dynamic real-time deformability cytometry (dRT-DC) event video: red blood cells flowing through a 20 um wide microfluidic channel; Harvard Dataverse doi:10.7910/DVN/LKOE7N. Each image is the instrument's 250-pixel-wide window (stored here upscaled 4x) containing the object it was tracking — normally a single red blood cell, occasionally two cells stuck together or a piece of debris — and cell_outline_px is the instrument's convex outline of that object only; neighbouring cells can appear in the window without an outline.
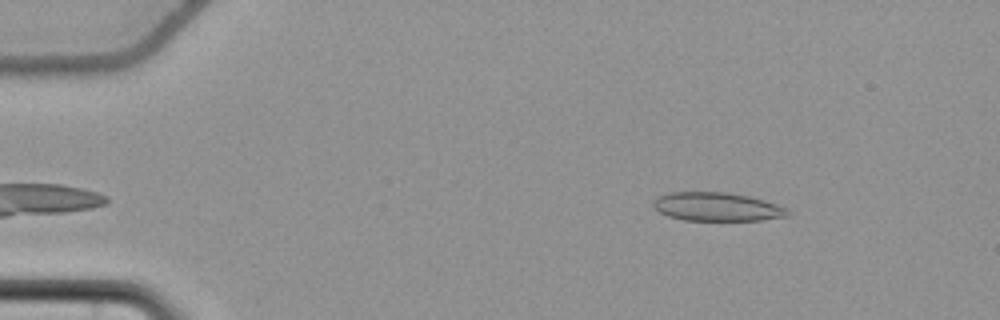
{"species": "common noctule bat (a hibernating species)", "species_latin": "Nyctalus noctula", "temperature_condition": "cold", "stored_images_in_passage": 51, "camera_frame_rate_fps": 3000, "um_per_image_px": 0.085, "animal": {"sex": "female", "body_mass_g": 22.7, "forearm_length_mm": 54.2}, "frame": {"image": 1, "passage_image": 3, "time_ms": 0.667, "image_size_px": [1000, 320], "cell_outline_px": [[792, 212], [788, 216], [760, 220], [684, 220], [668, 216], [660, 212], [652, 204], [660, 196], [668, 192], [724, 192], [748, 196], [764, 200], [788, 208]], "centroid_in_image_um": [60.99, 17.58], "position_along_channel_um": 24.0, "area_um2": 22.25}}
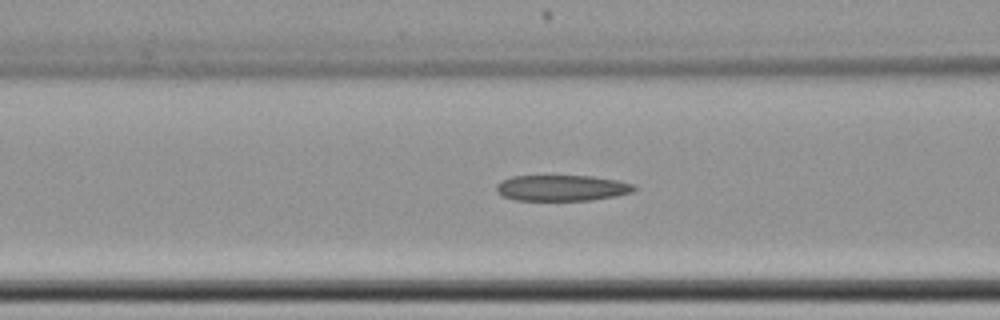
{"frame": {"image": 2, "passage_image": 18, "time_ms": 5.667, "image_size_px": [1000, 320], "cell_outline_px": [[636, 188], [632, 192], [616, 196], [592, 200], [516, 200], [504, 196], [496, 192], [496, 184], [512, 176], [592, 176], [616, 180], [632, 184]], "centroid_in_image_um": [47.75, 15.98], "position_along_channel_um": 118.8, "area_um2": 20.63}}
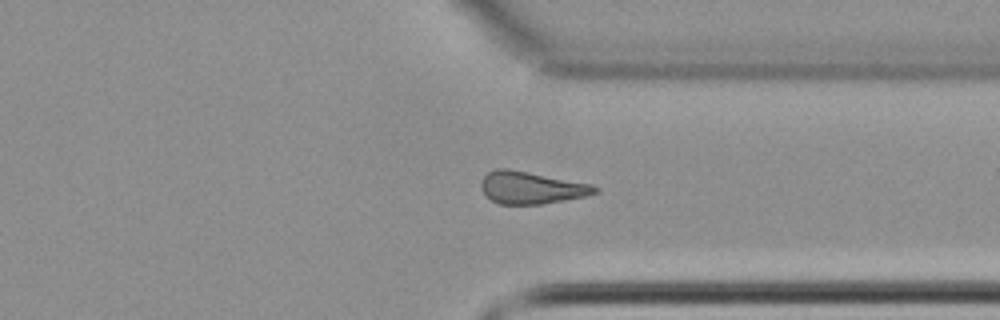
{"frame": {"image": 3, "passage_image": 38, "time_ms": 12.333, "image_size_px": [1000, 320], "cell_outline_px": [[600, 192], [584, 196], [564, 200], [540, 204], [500, 204], [492, 200], [484, 192], [480, 184], [484, 176], [488, 172], [496, 168], [508, 168], [592, 184], [600, 188]], "centroid_in_image_um": [45.18, 15.94], "position_along_channel_um": 366.2, "area_um2": 21.27}}